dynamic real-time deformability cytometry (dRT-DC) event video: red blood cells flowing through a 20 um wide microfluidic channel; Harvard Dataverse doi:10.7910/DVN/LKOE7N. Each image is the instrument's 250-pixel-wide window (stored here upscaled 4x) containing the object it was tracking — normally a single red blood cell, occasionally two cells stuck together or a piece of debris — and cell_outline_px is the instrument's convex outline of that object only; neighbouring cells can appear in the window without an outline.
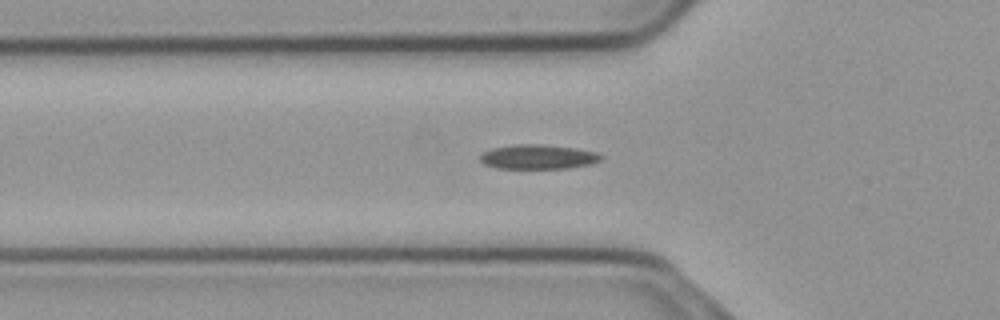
{"species": "common noctule bat (a hibernating species)", "species_latin": "Nyctalus noctula", "temperature_condition": "cold", "stored_images_in_passage": 42, "camera_frame_rate_fps": 3000, "um_per_image_px": 0.085, "animal": {"sex": "male", "body_mass_g": 23.1, "forearm_length_mm": 52.7}, "frame": {"image": 1, "passage_image": 5, "time_ms": 1.333, "image_size_px": [1000, 320], "cell_outline_px": [[604, 156], [600, 160], [592, 164], [568, 168], [496, 168], [484, 164], [480, 160], [480, 156], [484, 152], [492, 148], [512, 144], [540, 144], [576, 148], [596, 152]], "centroid_in_image_um": [45.74, 13.33], "position_along_channel_um": 80.1, "area_um2": 17.28}}
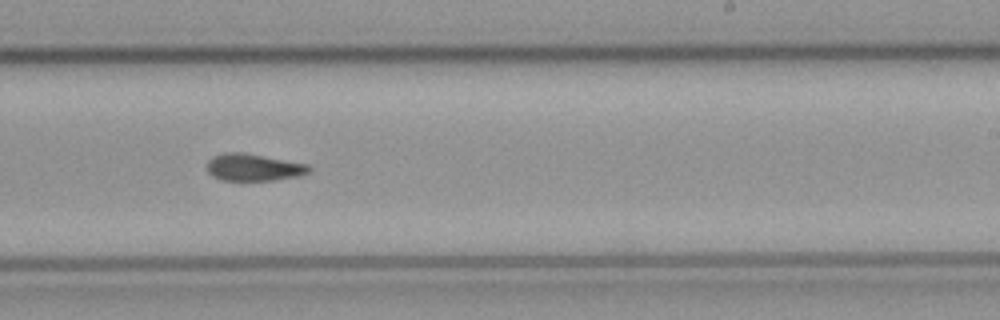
{"frame": {"image": 2, "passage_image": 20, "time_ms": 6.333, "image_size_px": [1000, 320], "cell_outline_px": [[312, 168], [308, 172], [300, 176], [272, 180], [224, 180], [212, 176], [208, 172], [208, 160], [212, 156], [224, 152], [240, 152], [308, 164]], "centroid_in_image_um": [21.54, 14.22], "position_along_channel_um": 267.5, "area_um2": 15.95}}
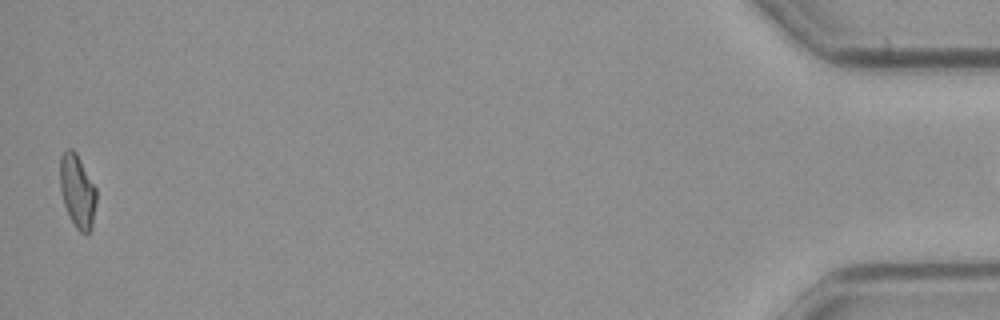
{"frame": {"image": 3, "passage_image": 41, "time_ms": 13.333, "image_size_px": [1000, 320], "cell_outline_px": [[96, 200], [92, 228], [88, 236], [84, 236], [76, 228], [64, 204], [60, 192], [60, 156], [68, 148], [72, 148], [76, 152], [96, 188]], "centroid_in_image_um": [6.58, 16.27], "position_along_channel_um": 428.6, "area_um2": 15.61}}